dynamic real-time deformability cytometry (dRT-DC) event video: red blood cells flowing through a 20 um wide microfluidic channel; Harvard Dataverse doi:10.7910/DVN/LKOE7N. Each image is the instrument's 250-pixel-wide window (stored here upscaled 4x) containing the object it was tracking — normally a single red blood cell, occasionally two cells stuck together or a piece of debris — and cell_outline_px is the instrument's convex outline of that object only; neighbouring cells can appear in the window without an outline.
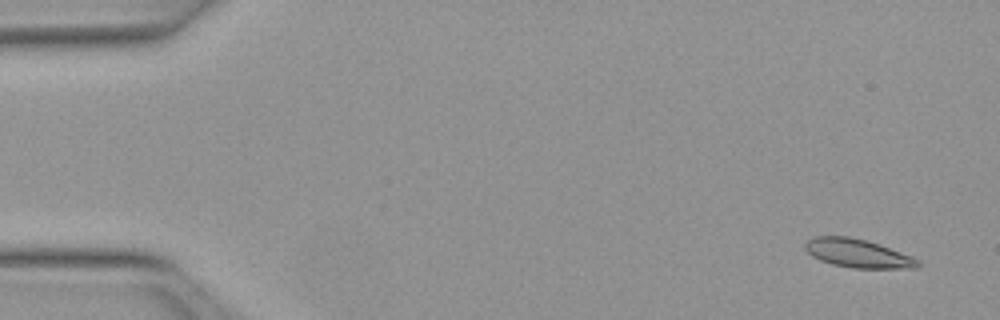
{"species": "Egyptian fruit bat (a non-hibernating species)", "species_latin": "Rousettus aegyptiacus", "temperature_condition": "warm", "stored_images_in_passage": 19, "camera_frame_rate_fps": 3000, "um_per_image_px": 0.085, "animal": {"sex": "female"}, "frame": {"image": 1, "passage_image": 3, "time_ms": 0.667, "image_size_px": [1000, 320], "cell_outline_px": [[920, 264], [916, 268], [852, 268], [832, 264], [820, 260], [812, 256], [804, 248], [804, 244], [808, 240], [816, 236], [848, 236], [868, 240], [880, 244], [920, 260]], "centroid_in_image_um": [72.9, 21.53], "position_along_channel_um": 12.1, "area_um2": 18.73}}
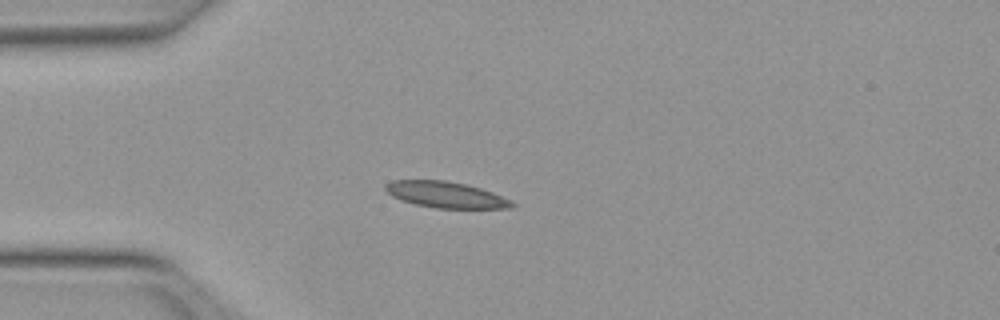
{"frame": {"image": 2, "passage_image": 14, "time_ms": 4.333, "image_size_px": [1000, 320], "cell_outline_px": [[516, 204], [512, 208], [436, 208], [416, 204], [392, 196], [384, 188], [384, 184], [392, 180], [444, 180], [464, 184], [480, 188], [492, 192]], "centroid_in_image_um": [37.86, 16.54], "position_along_channel_um": 47.1, "area_um2": 18.96}}
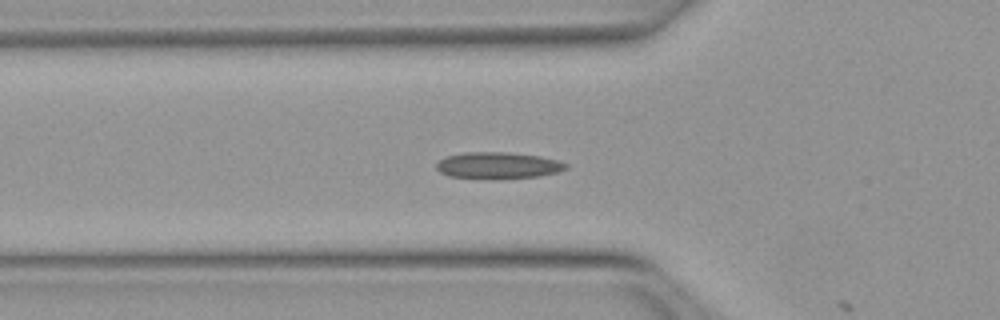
{"frame": {"image": 3, "passage_image": 18, "time_ms": 5.667, "image_size_px": [1000, 320], "cell_outline_px": [[568, 168], [556, 172], [540, 176], [504, 180], [448, 176], [440, 172], [436, 168], [436, 164], [440, 160], [448, 156], [464, 152], [504, 152], [540, 156], [556, 160], [568, 164]], "centroid_in_image_um": [42.34, 14.08], "position_along_channel_um": 83.5, "area_um2": 20.23}}